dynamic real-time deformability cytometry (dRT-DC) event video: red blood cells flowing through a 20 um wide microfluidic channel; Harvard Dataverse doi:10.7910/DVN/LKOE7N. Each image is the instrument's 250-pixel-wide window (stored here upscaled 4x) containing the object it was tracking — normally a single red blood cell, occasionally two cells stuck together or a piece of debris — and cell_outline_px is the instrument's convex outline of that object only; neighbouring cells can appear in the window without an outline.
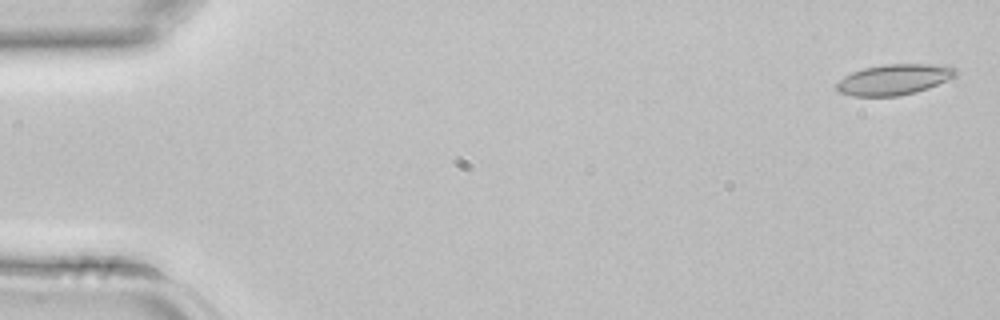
{"species": "common noctule bat (a hibernating species)", "species_latin": "Nyctalus noctula", "temperature_condition": "room temperature", "stored_images_in_passage": 43, "camera_frame_rate_fps": 3000, "um_per_image_px": 0.085, "animal": {"sex": "female", "body_mass_g": 22.7, "forearm_length_mm": 54.2}, "frame": {"image": 1, "passage_image": 1, "time_ms": 0.0, "image_size_px": [1000, 320], "cell_outline_px": [[960, 72], [956, 76], [928, 88], [916, 92], [896, 96], [852, 96], [836, 92], [836, 84], [844, 76], [852, 72], [864, 68], [884, 64], [944, 64], [956, 68]], "centroid_in_image_um": [76.02, 6.75], "position_along_channel_um": 9.0, "area_um2": 21.5}}
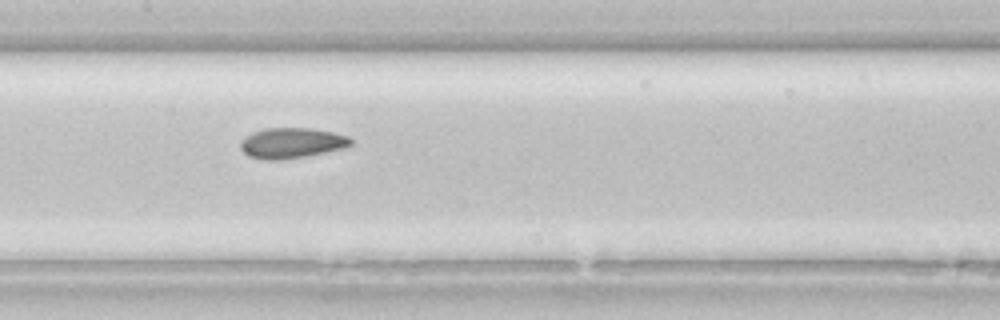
{"frame": {"image": 2, "passage_image": 21, "time_ms": 6.667, "image_size_px": [1000, 320], "cell_outline_px": [[352, 144], [344, 148], [304, 156], [276, 160], [264, 160], [248, 156], [240, 148], [240, 140], [252, 132], [264, 128], [312, 128], [332, 132], [348, 136], [352, 140]], "centroid_in_image_um": [24.76, 12.14], "position_along_channel_um": 182.6, "area_um2": 19.54}}
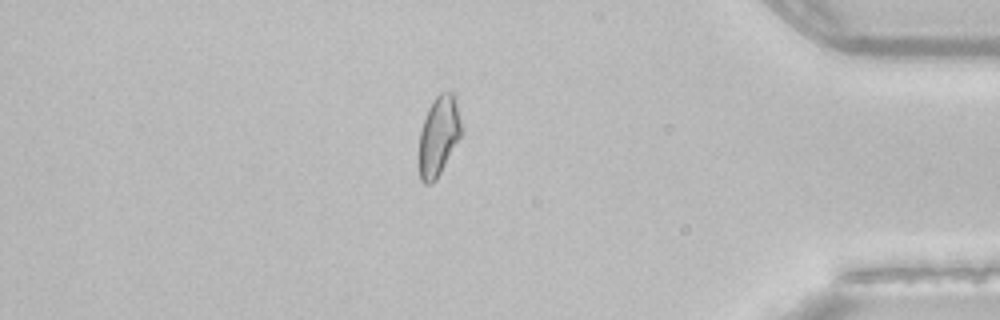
{"frame": {"image": 3, "passage_image": 37, "time_ms": 12.0, "image_size_px": [1000, 320], "cell_outline_px": [[460, 136], [436, 180], [432, 184], [424, 184], [420, 180], [416, 160], [420, 128], [428, 108], [432, 100], [440, 92], [452, 92], [456, 96], [460, 120]], "centroid_in_image_um": [37.21, 11.58], "position_along_channel_um": 398.0, "area_um2": 20.11}}